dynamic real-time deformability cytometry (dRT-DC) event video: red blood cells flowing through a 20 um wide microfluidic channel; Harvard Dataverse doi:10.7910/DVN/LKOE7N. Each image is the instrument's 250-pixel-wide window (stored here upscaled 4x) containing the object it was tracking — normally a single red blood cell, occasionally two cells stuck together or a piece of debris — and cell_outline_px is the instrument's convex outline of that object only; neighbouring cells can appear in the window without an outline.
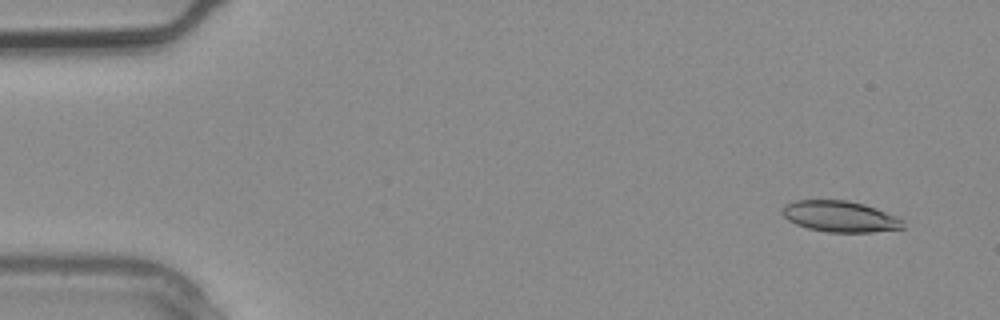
{"species": "common noctule bat (a hibernating species)", "species_latin": "Nyctalus noctula", "temperature_condition": "warm", "stored_images_in_passage": 4, "camera_frame_rate_fps": 3000, "um_per_image_px": 0.085, "animal": {"sex": "male", "body_mass_g": 20.4}, "frame": {"image": 1, "passage_image": 1, "time_ms": 0.0, "image_size_px": [1000, 320], "cell_outline_px": [[904, 228], [872, 232], [828, 232], [808, 228], [796, 224], [788, 220], [780, 212], [784, 204], [796, 200], [848, 200], [864, 204], [876, 208], [896, 216], [904, 220]], "centroid_in_image_um": [71.39, 18.39], "position_along_channel_um": 13.6, "area_um2": 21.96}}